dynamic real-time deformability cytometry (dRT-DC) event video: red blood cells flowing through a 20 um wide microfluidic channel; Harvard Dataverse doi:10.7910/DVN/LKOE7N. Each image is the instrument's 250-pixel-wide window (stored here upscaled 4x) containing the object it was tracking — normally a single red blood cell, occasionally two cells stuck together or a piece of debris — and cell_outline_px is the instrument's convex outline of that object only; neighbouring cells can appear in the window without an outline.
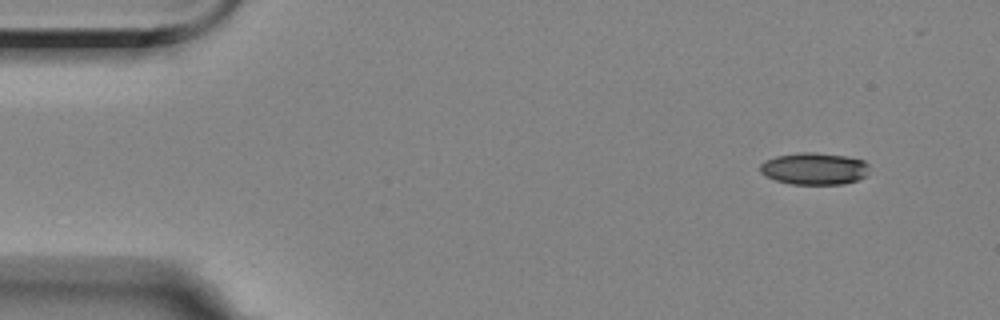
{"species": "Egyptian fruit bat (a non-hibernating species)", "species_latin": "Rousettus aegyptiacus", "temperature_condition": "room temperature", "stored_images_in_passage": 4, "camera_frame_rate_fps": 3000, "um_per_image_px": 0.085, "animal": {"sex": "female"}, "frame": {"image": 1, "passage_image": 1, "time_ms": 0.0, "image_size_px": [1000, 320], "cell_outline_px": [[868, 176], [844, 184], [788, 184], [776, 180], [760, 172], [760, 164], [764, 160], [776, 156], [800, 152], [812, 152], [844, 156], [864, 160], [868, 164]], "centroid_in_image_um": [69.22, 14.34], "position_along_channel_um": 15.8, "area_um2": 20.4}}
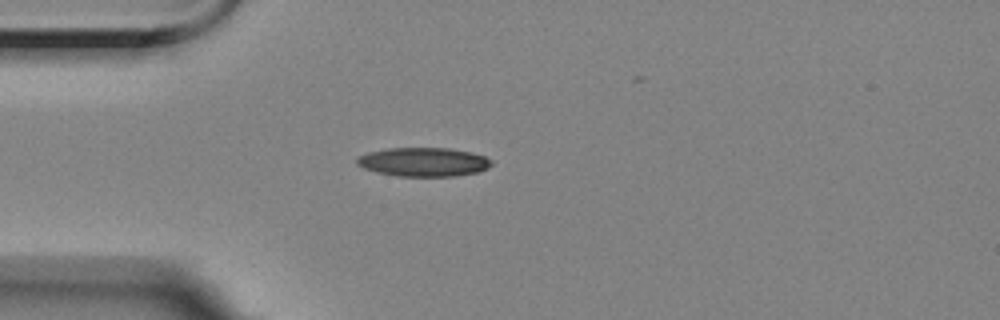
{"frame": {"image": 2, "passage_image": 3, "time_ms": 3.333, "image_size_px": [1000, 320], "cell_outline_px": [[492, 164], [488, 168], [480, 172], [456, 176], [396, 176], [376, 172], [364, 168], [356, 164], [356, 156], [368, 152], [388, 148], [448, 148], [472, 152], [484, 156], [492, 160]], "centroid_in_image_um": [36.0, 13.77], "position_along_channel_um": 49.0, "area_um2": 22.89}}